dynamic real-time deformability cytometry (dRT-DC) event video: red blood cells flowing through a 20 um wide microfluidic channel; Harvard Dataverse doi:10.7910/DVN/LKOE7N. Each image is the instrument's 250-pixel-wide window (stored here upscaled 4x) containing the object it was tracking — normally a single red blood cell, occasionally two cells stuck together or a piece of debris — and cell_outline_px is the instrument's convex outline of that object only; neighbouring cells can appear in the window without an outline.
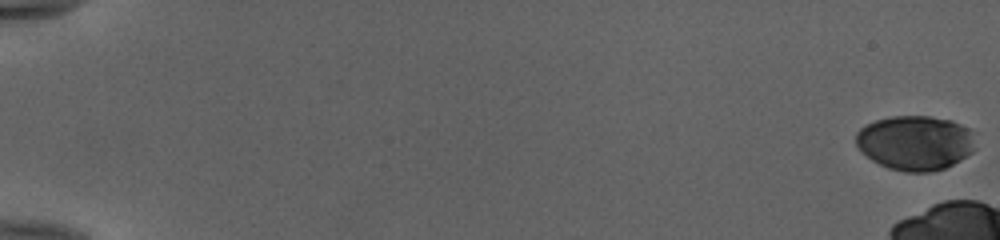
{"species": "human", "species_latin": "Homo sapiens", "temperature_condition": "cold", "stored_images_in_passage": 15, "camera_frame_rate_fps": 3000, "um_per_image_px": 0.085, "donor": {"sex": "female"}, "frame": {"image": 1, "passage_image": 1, "time_ms": 0.0, "image_size_px": [1000, 240], "cell_outline_px": [[976, 148], [972, 152], [960, 160], [944, 168], [932, 172], [904, 172], [888, 168], [872, 160], [856, 144], [856, 132], [864, 124], [876, 120], [892, 116], [932, 116], [952, 120], [968, 128]], "centroid_in_image_um": [77.78, 12.13], "position_along_channel_um": 7.2, "area_um2": 38.03}}